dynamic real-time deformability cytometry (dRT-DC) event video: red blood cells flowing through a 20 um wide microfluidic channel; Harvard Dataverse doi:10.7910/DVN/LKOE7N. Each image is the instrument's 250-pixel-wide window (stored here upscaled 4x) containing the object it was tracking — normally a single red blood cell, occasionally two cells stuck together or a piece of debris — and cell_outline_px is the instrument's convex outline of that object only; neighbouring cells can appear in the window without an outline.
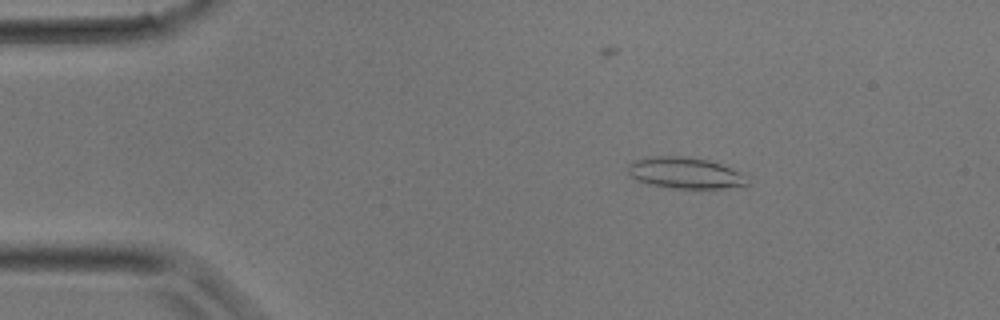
{"species": "common noctule bat (a hibernating species)", "species_latin": "Nyctalus noctula", "temperature_condition": "room temperature", "stored_images_in_passage": 30, "camera_frame_rate_fps": 3000, "um_per_image_px": 0.085, "animal": {"sex": "male", "body_mass_g": 17.9}, "frame": {"image": 1, "passage_image": 1, "time_ms": 0.0, "image_size_px": [1000, 320], "cell_outline_px": [[748, 184], [724, 188], [672, 188], [648, 184], [636, 180], [628, 176], [628, 164], [636, 160], [656, 156], [688, 156], [708, 160], [720, 164], [736, 172]], "centroid_in_image_um": [58.1, 14.7], "position_along_channel_um": 26.9, "area_um2": 21.21}}
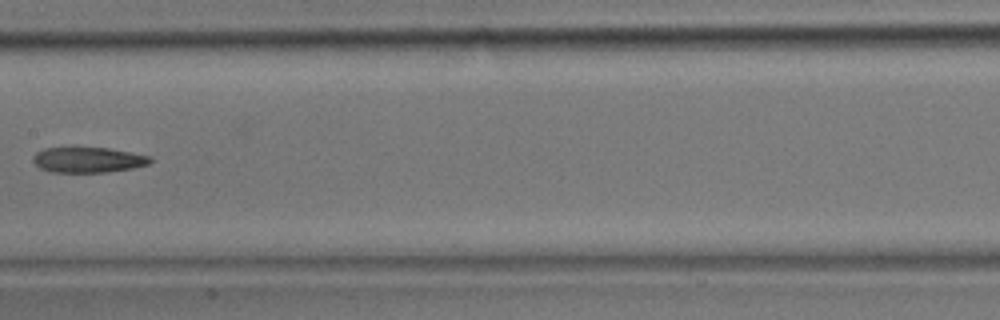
{"frame": {"image": 2, "passage_image": 13, "time_ms": 4.0, "image_size_px": [1000, 320], "cell_outline_px": [[152, 160], [148, 164], [132, 168], [108, 172], [52, 172], [40, 168], [32, 160], [32, 156], [36, 152], [44, 148], [108, 148], [152, 156]], "centroid_in_image_um": [7.48, 13.59], "position_along_channel_um": 199.9, "area_um2": 17.28}}
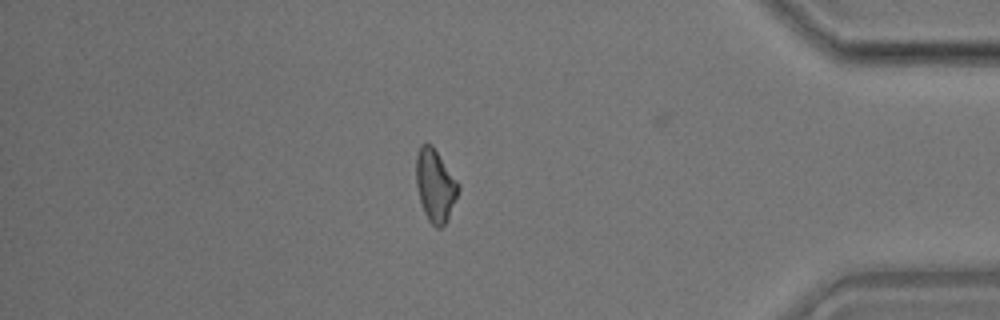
{"frame": {"image": 3, "passage_image": 25, "time_ms": 8.0, "image_size_px": [1000, 320], "cell_outline_px": [[460, 188], [448, 220], [440, 228], [436, 228], [428, 220], [424, 212], [420, 200], [416, 184], [416, 156], [420, 144], [432, 144], [460, 184]], "centroid_in_image_um": [37.0, 15.76], "position_along_channel_um": 398.2, "area_um2": 17.92}}